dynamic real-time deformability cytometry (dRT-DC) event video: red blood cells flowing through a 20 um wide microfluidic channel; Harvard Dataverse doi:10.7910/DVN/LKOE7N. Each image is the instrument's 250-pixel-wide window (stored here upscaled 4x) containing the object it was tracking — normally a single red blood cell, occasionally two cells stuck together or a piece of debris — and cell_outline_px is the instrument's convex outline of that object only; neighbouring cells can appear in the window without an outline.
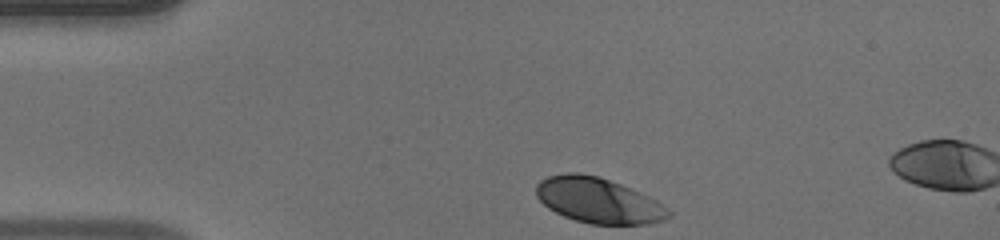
{"species": "human", "species_latin": "Homo sapiens", "temperature_condition": "warm", "stored_images_in_passage": 6, "camera_frame_rate_fps": 3000, "um_per_image_px": 0.085, "donor": {"sex": "male"}, "frame": {"image": 1, "passage_image": 1, "time_ms": 0.0, "image_size_px": [1000, 240], "cell_outline_px": [[672, 216], [664, 220], [648, 224], [588, 224], [564, 216], [548, 208], [536, 196], [536, 184], [540, 180], [548, 176], [564, 172], [580, 172], [600, 176], [620, 184], [648, 196], [656, 200], [672, 212]], "centroid_in_image_um": [50.85, 17.03], "position_along_channel_um": 34.2, "area_um2": 35.14}}